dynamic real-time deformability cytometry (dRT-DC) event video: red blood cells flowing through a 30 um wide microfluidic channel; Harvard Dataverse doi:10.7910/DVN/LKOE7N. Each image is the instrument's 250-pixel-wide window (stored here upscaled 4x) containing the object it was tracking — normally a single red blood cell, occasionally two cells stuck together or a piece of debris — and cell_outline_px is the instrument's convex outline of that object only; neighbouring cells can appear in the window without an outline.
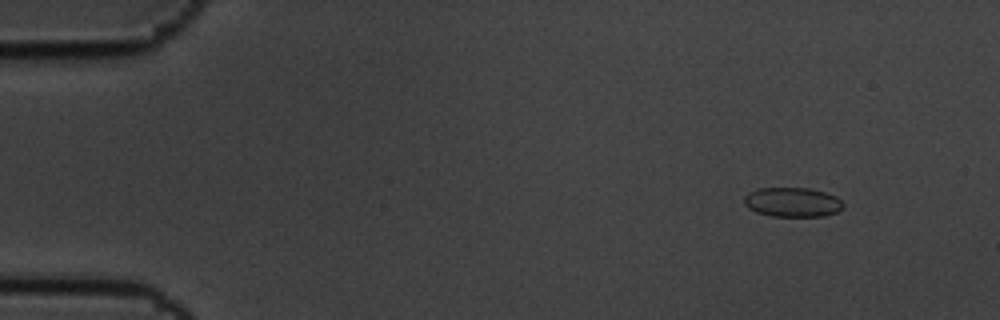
{"species": "common noctule bat (a hibernating species)", "species_latin": "Nyctalus noctula", "temperature_condition": "cold", "stored_images_in_passage": 9, "camera_frame_rate_fps": 3000, "um_per_image_px": 0.085, "animal": {"sex": "male", "body_mass_g": 19.5, "forearm_length_mm": 54.6}, "frame": {"image": 1, "passage_image": 2, "time_ms": 0.333, "image_size_px": [1000, 320], "cell_outline_px": [[844, 208], [836, 212], [824, 216], [772, 216], [756, 212], [748, 208], [744, 204], [744, 196], [748, 192], [756, 188], [808, 188], [824, 192], [836, 196], [844, 204]], "centroid_in_image_um": [67.34, 17.18], "position_along_channel_um": 17.7, "area_um2": 17.11}}
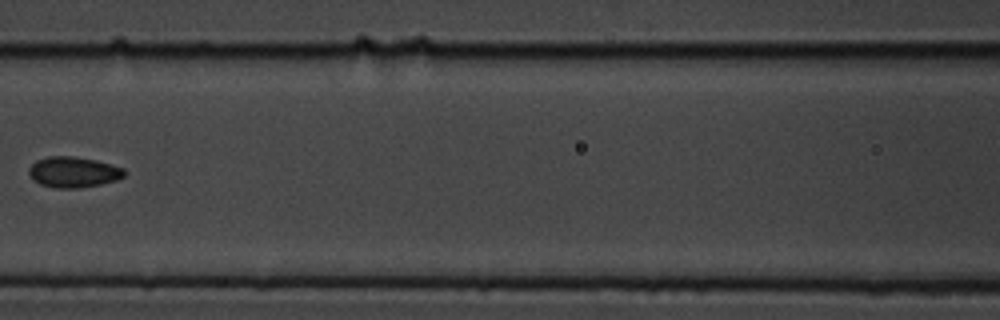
{"frame": {"image": 2, "passage_image": 8, "time_ms": 2.333, "image_size_px": [1000, 320], "cell_outline_px": [[124, 176], [116, 180], [100, 184], [76, 188], [56, 188], [40, 184], [32, 180], [28, 172], [28, 168], [36, 160], [48, 156], [72, 156], [96, 160], [124, 168]], "centroid_in_image_um": [6.2, 14.62], "position_along_channel_um": 160.4, "area_um2": 17.05}}
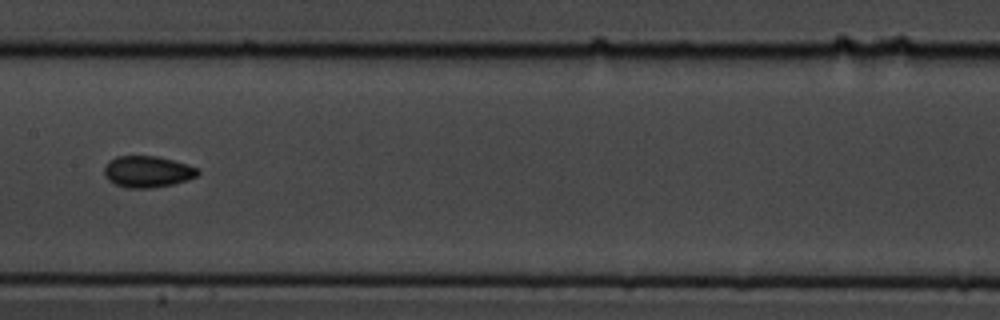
{"frame": {"image": 3, "passage_image": 9, "time_ms": 2.667, "image_size_px": [1000, 320], "cell_outline_px": [[200, 172], [196, 176], [188, 180], [172, 184], [148, 188], [124, 188], [108, 180], [104, 176], [104, 164], [108, 160], [116, 156], [156, 156], [188, 164], [196, 168]], "centroid_in_image_um": [12.49, 14.59], "position_along_channel_um": 194.9, "area_um2": 17.22}}